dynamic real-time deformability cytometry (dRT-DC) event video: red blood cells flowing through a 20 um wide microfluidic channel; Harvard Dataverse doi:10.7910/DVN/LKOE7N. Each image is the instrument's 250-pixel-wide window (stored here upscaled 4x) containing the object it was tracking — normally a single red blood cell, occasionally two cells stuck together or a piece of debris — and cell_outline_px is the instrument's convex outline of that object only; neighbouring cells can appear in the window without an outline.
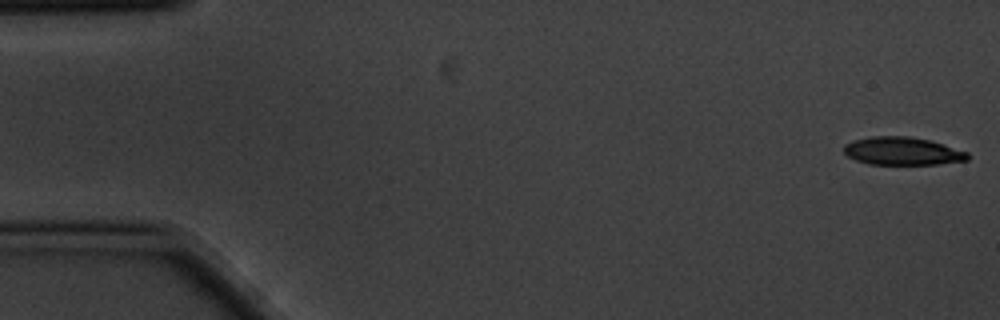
{"species": "common noctule bat (a hibernating species)", "species_latin": "Nyctalus noctula", "temperature_condition": "cold", "stored_images_in_passage": 6, "camera_frame_rate_fps": 3000, "um_per_image_px": 0.085, "animal": {"sex": "male", "body_mass_g": 20.1, "forearm_length_mm": 53.5}, "frame": {"image": 1, "passage_image": 1, "time_ms": 0.0, "image_size_px": [1000, 320], "cell_outline_px": [[968, 160], [936, 164], [868, 164], [856, 160], [848, 156], [844, 152], [844, 144], [852, 140], [872, 136], [908, 136], [932, 140], [968, 152]], "centroid_in_image_um": [76.69, 12.83], "position_along_channel_um": 8.3, "area_um2": 20.23}}
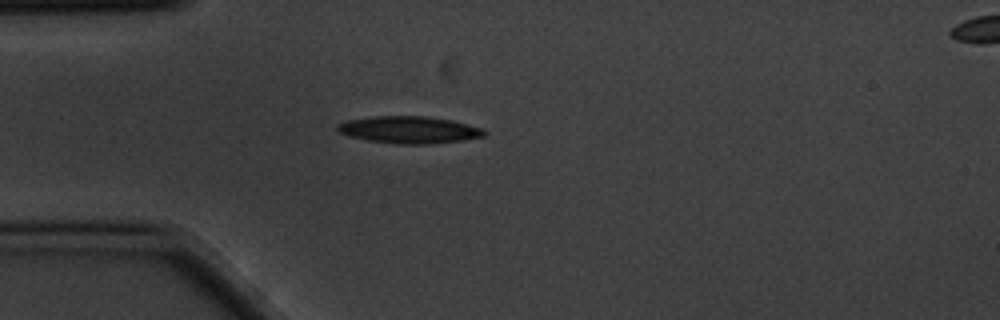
{"frame": {"image": 2, "passage_image": 5, "time_ms": 1.333, "image_size_px": [1000, 320], "cell_outline_px": [[488, 132], [484, 136], [464, 140], [428, 144], [396, 144], [368, 140], [348, 136], [340, 132], [336, 128], [336, 124], [348, 120], [376, 116], [428, 116], [452, 120], [484, 128]], "centroid_in_image_um": [34.81, 11.03], "position_along_channel_um": 50.2, "area_um2": 23.29}}